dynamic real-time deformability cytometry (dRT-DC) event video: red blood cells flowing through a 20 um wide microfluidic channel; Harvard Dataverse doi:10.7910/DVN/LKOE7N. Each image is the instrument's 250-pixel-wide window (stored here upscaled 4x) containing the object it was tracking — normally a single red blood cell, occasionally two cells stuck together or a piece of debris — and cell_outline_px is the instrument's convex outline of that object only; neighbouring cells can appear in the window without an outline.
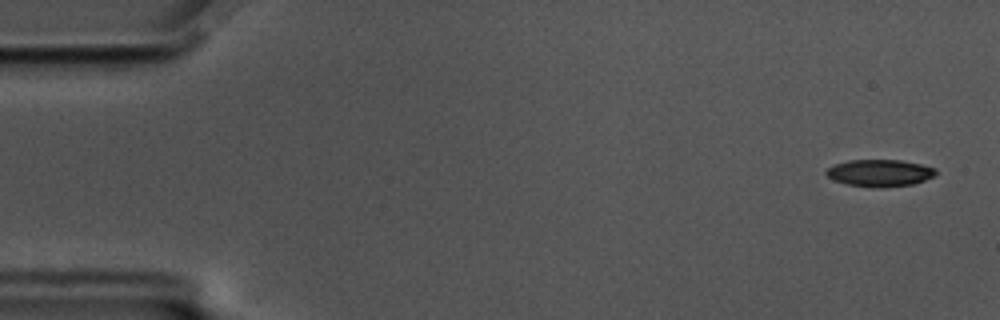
{"species": "common noctule bat (a hibernating species)", "species_latin": "Nyctalus noctula", "temperature_condition": "cold", "stored_images_in_passage": 58, "camera_frame_rate_fps": 3000, "um_per_image_px": 0.085, "animal": {"sex": "male", "body_mass_g": 17.5, "forearm_length_mm": 52.3}, "frame": {"image": 1, "passage_image": 3, "time_ms": 0.667, "image_size_px": [1000, 320], "cell_outline_px": [[936, 176], [912, 184], [880, 188], [872, 188], [848, 184], [832, 180], [824, 172], [828, 168], [836, 164], [848, 160], [900, 160], [920, 164], [936, 168]], "centroid_in_image_um": [74.78, 14.71], "position_along_channel_um": 10.2, "area_um2": 17.28}}
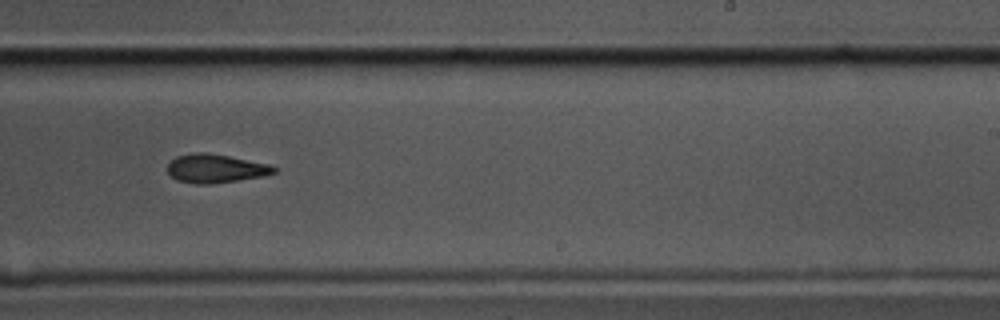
{"frame": {"image": 2, "passage_image": 36, "time_ms": 11.667, "image_size_px": [1000, 320], "cell_outline_px": [[276, 172], [264, 176], [212, 184], [196, 184], [176, 180], [168, 172], [168, 164], [176, 156], [192, 152], [204, 152], [228, 156], [268, 164], [276, 168]], "centroid_in_image_um": [18.3, 14.32], "position_along_channel_um": 270.7, "area_um2": 17.69}}
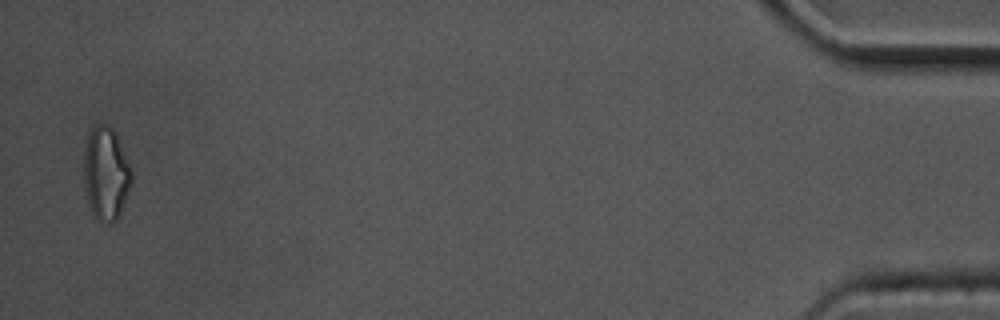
{"frame": {"image": 3, "passage_image": 57, "time_ms": 18.667, "image_size_px": [1000, 320], "cell_outline_px": [[132, 180], [120, 212], [116, 220], [100, 220], [92, 212], [88, 204], [84, 188], [84, 148], [88, 132], [96, 124], [108, 124], [116, 132], [132, 172]], "centroid_in_image_um": [8.98, 14.67], "position_along_channel_um": 426.2, "area_um2": 25.66}, "authors_computed_cell_mechanics": {"area_um2": 18.3515, "velocity_mm_per_s": 3.4894, "shape_relaxation_time_tau1_ms": 3.8389, "shape_relaxation_time_tau2_ms": null, "deformation_change_tau1": 0.1156, "deformation_change_tau2": null}}